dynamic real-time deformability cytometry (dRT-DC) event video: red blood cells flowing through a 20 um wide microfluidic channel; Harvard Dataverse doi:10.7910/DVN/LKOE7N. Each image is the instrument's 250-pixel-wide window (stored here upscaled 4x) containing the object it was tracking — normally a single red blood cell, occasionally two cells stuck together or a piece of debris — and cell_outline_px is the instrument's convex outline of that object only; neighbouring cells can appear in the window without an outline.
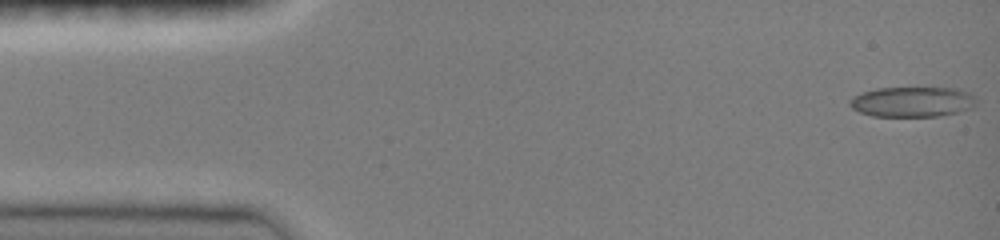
{"species": "common noctule bat (a hibernating species)", "species_latin": "Nyctalus noctula", "temperature_condition": "room temperature", "stored_images_in_passage": 47, "camera_frame_rate_fps": 3000, "um_per_image_px": 0.085, "animal": {"sex": "female", "body_mass_g": 19.0, "forearm_length_mm": 51.5}, "frame": {"image": 1, "passage_image": 1, "time_ms": 0.0, "image_size_px": [1000, 240], "cell_outline_px": [[976, 104], [972, 108], [940, 116], [872, 116], [860, 112], [852, 108], [848, 104], [848, 100], [852, 96], [876, 88], [956, 88], [968, 92], [976, 100]], "centroid_in_image_um": [77.52, 8.65], "position_along_channel_um": 7.5, "area_um2": 22.25}}
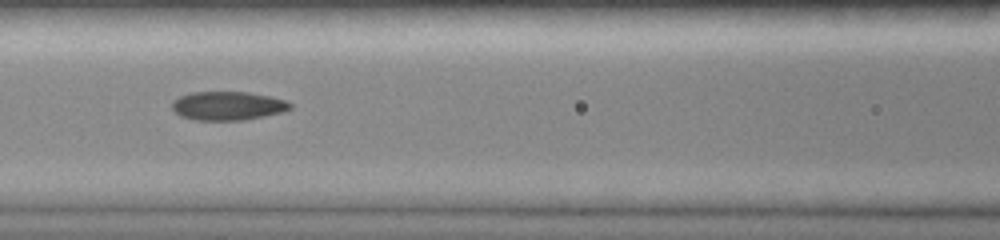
{"frame": {"image": 2, "passage_image": 20, "time_ms": 6.333, "image_size_px": [1000, 240], "cell_outline_px": [[292, 108], [284, 112], [244, 120], [192, 120], [180, 116], [172, 108], [172, 100], [180, 96], [192, 92], [248, 92], [268, 96], [284, 100], [292, 104]], "centroid_in_image_um": [19.35, 9.0], "position_along_channel_um": 147.3, "area_um2": 19.83}}
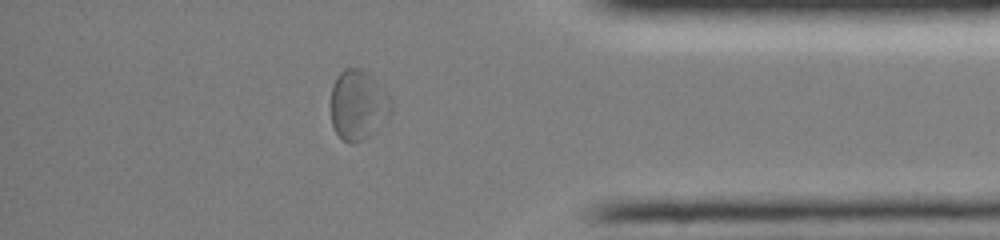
{"frame": {"image": 3, "passage_image": 40, "time_ms": 13.0, "image_size_px": [1000, 240], "cell_outline_px": [[392, 112], [388, 120], [364, 140], [352, 144], [344, 140], [336, 132], [332, 124], [332, 84], [336, 76], [344, 68], [360, 68], [372, 76], [384, 88], [392, 100]], "centroid_in_image_um": [30.48, 8.92], "position_along_channel_um": 404.7, "area_um2": 24.85}, "authors_computed_cell_mechanics": {"area_um2": 20.7502, "velocity_mm_per_s": 4.0586, "shape_relaxation_time_tau1_ms": null, "shape_relaxation_time_tau2_ms": 2.6558, "deformation_change_tau1": null, "deformation_change_tau2": 0.0797}}